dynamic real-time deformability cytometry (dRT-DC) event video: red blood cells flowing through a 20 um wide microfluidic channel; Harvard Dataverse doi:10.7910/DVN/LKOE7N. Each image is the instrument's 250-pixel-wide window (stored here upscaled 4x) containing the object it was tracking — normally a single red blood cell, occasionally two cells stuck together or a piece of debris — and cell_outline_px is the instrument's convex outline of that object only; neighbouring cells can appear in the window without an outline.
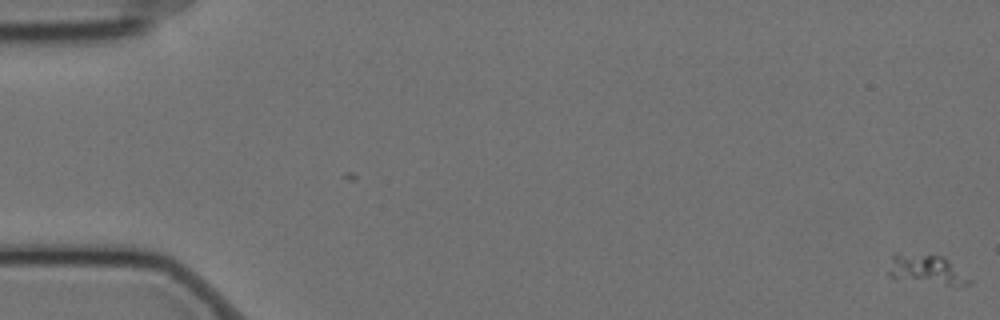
{"species": "Egyptian fruit bat (a non-hibernating species)", "species_latin": "Rousettus aegyptiacus", "temperature_condition": "cold", "stored_images_in_passage": 60, "camera_frame_rate_fps": 3000, "um_per_image_px": 0.085, "animal": {"sex": "female"}, "frame": {"image": 1, "passage_image": 1, "time_ms": 0.0, "image_size_px": [1000, 320], "cell_outline_px": [[972, 284], [944, 284], [888, 276], [888, 272], [892, 252], [896, 252], [944, 256], [972, 280]], "centroid_in_image_um": [78.73, 22.86], "position_along_channel_um": 6.3, "area_um2": 13.58}}
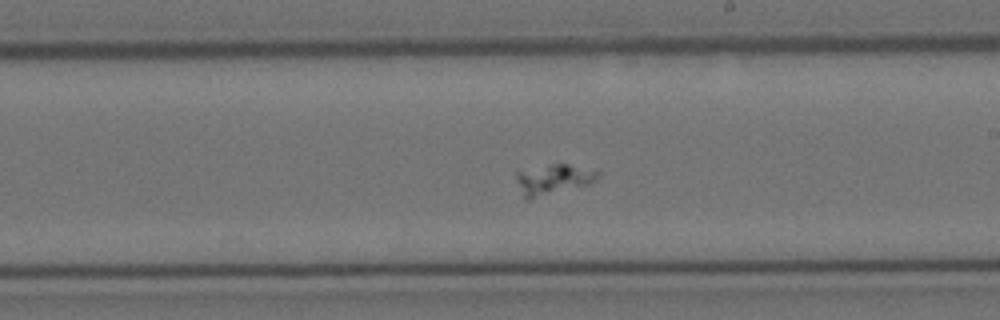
{"frame": {"image": 2, "passage_image": 35, "time_ms": 11.333, "image_size_px": [1000, 320], "cell_outline_px": [[600, 176], [596, 180], [588, 184], [528, 200], [524, 200], [516, 180], [516, 172], [552, 164], [568, 164], [600, 172]], "centroid_in_image_um": [47.01, 15.27], "position_along_channel_um": 242.0, "area_um2": 14.16}}
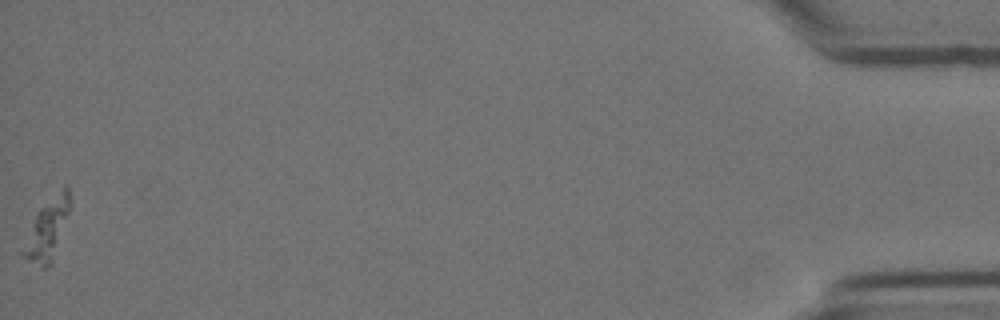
{"frame": {"image": 3, "passage_image": 60, "time_ms": 19.667, "image_size_px": [1000, 320], "cell_outline_px": [[72, 204], [52, 260], [44, 268], [20, 256], [20, 252], [36, 212], [64, 184], [68, 184]], "centroid_in_image_um": [4.02, 19.42], "position_along_channel_um": 431.2, "area_um2": 16.42}}